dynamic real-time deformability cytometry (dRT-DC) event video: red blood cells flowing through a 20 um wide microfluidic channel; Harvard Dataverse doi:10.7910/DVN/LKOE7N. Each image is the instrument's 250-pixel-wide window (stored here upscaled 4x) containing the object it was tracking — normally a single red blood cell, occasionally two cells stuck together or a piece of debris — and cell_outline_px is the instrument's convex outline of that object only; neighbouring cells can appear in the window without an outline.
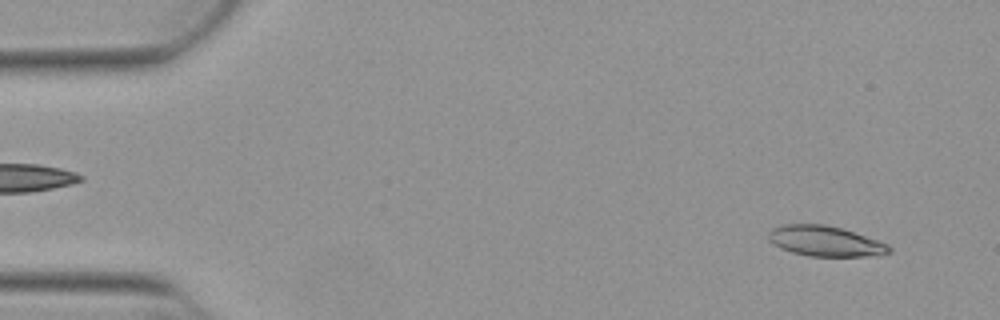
{"species": "Egyptian fruit bat (a non-hibernating species)", "species_latin": "Rousettus aegyptiacus", "temperature_condition": "warm", "stored_images_in_passage": 6, "camera_frame_rate_fps": 3000, "um_per_image_px": 0.085, "animal": {"sex": "female"}, "frame": {"image": 1, "passage_image": 3, "time_ms": 0.667, "image_size_px": [1000, 320], "cell_outline_px": [[892, 252], [880, 256], [808, 256], [792, 252], [780, 248], [768, 240], [768, 232], [772, 228], [784, 224], [824, 224], [840, 228], [888, 244], [892, 248]], "centroid_in_image_um": [70.14, 20.51], "position_along_channel_um": 14.9, "area_um2": 21.33}}